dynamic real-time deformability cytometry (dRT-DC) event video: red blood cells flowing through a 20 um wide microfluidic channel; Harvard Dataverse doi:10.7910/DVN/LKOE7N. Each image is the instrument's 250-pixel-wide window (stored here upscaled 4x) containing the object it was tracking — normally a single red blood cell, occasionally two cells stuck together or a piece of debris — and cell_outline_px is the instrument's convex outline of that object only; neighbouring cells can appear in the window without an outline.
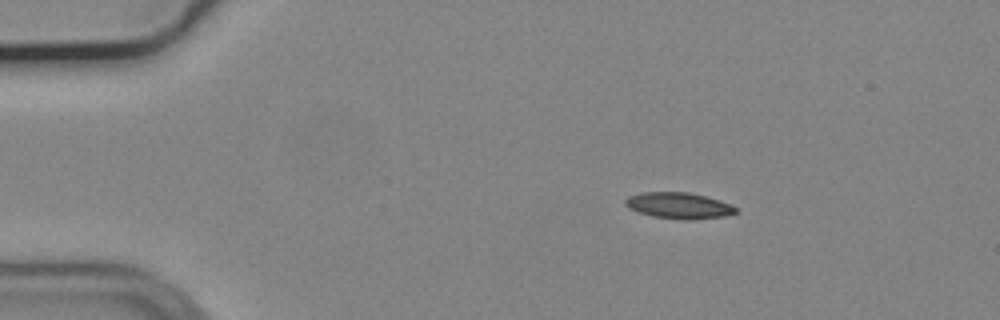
{"species": "common noctule bat (a hibernating species)", "species_latin": "Nyctalus noctula", "temperature_condition": "cold", "stored_images_in_passage": 47, "camera_frame_rate_fps": 3000, "um_per_image_px": 0.085, "animal": {"sex": "male", "body_mass_g": 19.2, "forearm_length_mm": 51.8}, "frame": {"image": 1, "passage_image": 1, "time_ms": 0.0, "image_size_px": [1000, 320], "cell_outline_px": [[740, 212], [724, 216], [688, 220], [684, 220], [652, 216], [636, 212], [628, 208], [624, 204], [624, 200], [628, 196], [640, 192], [688, 192], [720, 200], [736, 208]], "centroid_in_image_um": [57.65, 17.47], "position_along_channel_um": 27.4, "area_um2": 16.94}}
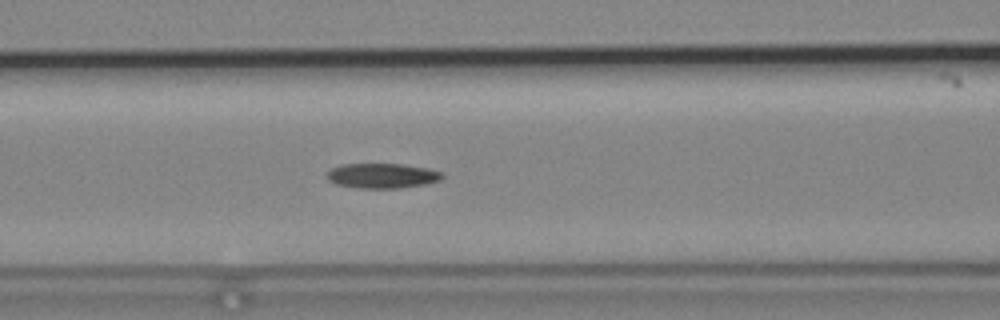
{"frame": {"image": 2, "passage_image": 15, "time_ms": 4.667, "image_size_px": [1000, 320], "cell_outline_px": [[444, 176], [440, 180], [424, 184], [400, 188], [356, 188], [336, 184], [328, 180], [328, 172], [332, 168], [344, 164], [400, 164], [428, 168], [440, 172]], "centroid_in_image_um": [32.48, 14.94], "position_along_channel_um": 134.1, "area_um2": 16.59}}
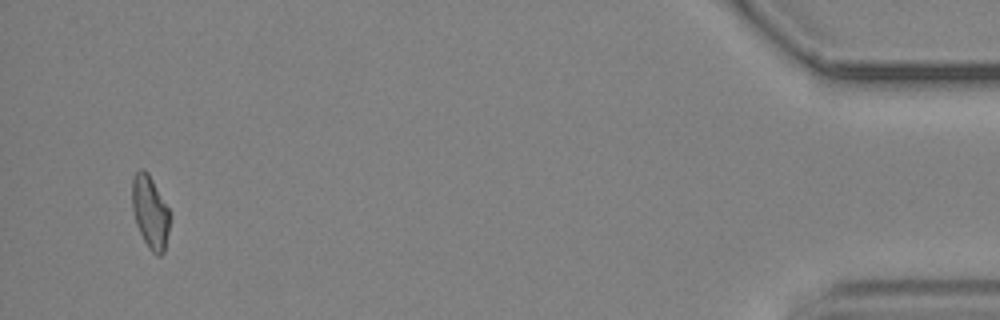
{"frame": {"image": 3, "passage_image": 45, "time_ms": 14.667, "image_size_px": [1000, 320], "cell_outline_px": [[168, 232], [164, 252], [160, 256], [156, 256], [148, 248], [136, 224], [132, 208], [132, 180], [136, 172], [140, 168], [144, 168], [148, 172], [168, 208]], "centroid_in_image_um": [12.74, 18.02], "position_along_channel_um": 422.5, "area_um2": 15.78}, "authors_computed_cell_mechanics": {"area_um2": 16.5308, "velocity_mm_per_s": 3.7069, "shape_relaxation_time_tau1_ms": null, "shape_relaxation_time_tau2_ms": 10.956, "deformation_change_tau1": null, "deformation_change_tau2": 0.1883}}